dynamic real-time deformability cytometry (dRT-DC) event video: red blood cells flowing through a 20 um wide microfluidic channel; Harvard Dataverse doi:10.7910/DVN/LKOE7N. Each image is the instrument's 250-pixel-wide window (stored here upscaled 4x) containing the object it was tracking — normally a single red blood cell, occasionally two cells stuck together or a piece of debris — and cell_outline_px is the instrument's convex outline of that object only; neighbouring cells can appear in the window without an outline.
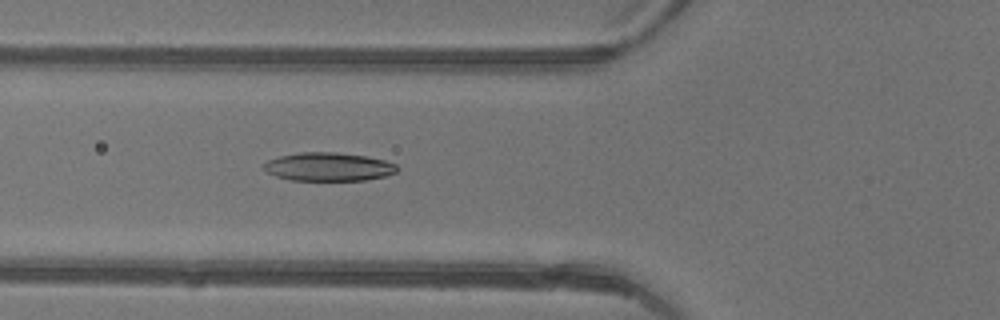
{"species": "common noctule bat (a hibernating species)", "species_latin": "Nyctalus noctula", "temperature_condition": "warm", "stored_images_in_passage": 31, "camera_frame_rate_fps": 3000, "um_per_image_px": 0.085, "animal": {"sex": "female"}, "frame": {"image": 1, "passage_image": 6, "time_ms": 1.667, "image_size_px": [1000, 320], "cell_outline_px": [[400, 168], [396, 172], [384, 176], [364, 180], [292, 180], [276, 176], [268, 172], [264, 168], [264, 164], [268, 160], [280, 156], [300, 152], [336, 152], [368, 156], [384, 160], [396, 164]], "centroid_in_image_um": [27.96, 14.17], "position_along_channel_um": 97.8, "area_um2": 22.02}}
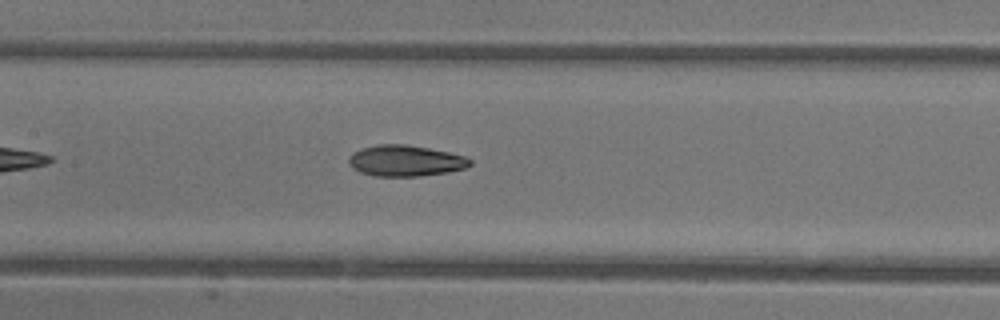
{"frame": {"image": 2, "passage_image": 11, "time_ms": 3.333, "image_size_px": [1000, 320], "cell_outline_px": [[472, 164], [468, 168], [448, 172], [420, 176], [376, 176], [360, 172], [352, 168], [348, 164], [348, 156], [352, 152], [360, 148], [376, 144], [408, 144], [448, 152], [464, 156], [472, 160]], "centroid_in_image_um": [34.44, 13.66], "position_along_channel_um": 173.0, "area_um2": 22.25}}
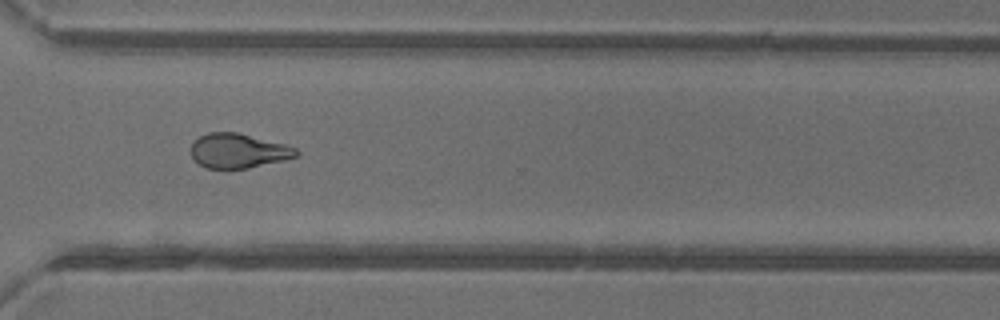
{"frame": {"image": 3, "passage_image": 23, "time_ms": 7.333, "image_size_px": [1000, 320], "cell_outline_px": [[300, 152], [296, 156], [284, 160], [248, 168], [204, 168], [196, 164], [188, 152], [188, 148], [192, 140], [208, 132], [236, 132], [284, 144], [296, 148]], "centroid_in_image_um": [20.15, 12.82], "position_along_channel_um": 350.5, "area_um2": 21.5}, "authors_computed_cell_mechanics": {"area_um2": 21.964, "velocity_mm_per_s": 4.4486, "shape_relaxation_time_tau1_ms": 8.7304, "shape_relaxation_time_tau2_ms": 1.5146, "deformation_change_tau1": 0.2526, "deformation_change_tau2": 0.0737}}